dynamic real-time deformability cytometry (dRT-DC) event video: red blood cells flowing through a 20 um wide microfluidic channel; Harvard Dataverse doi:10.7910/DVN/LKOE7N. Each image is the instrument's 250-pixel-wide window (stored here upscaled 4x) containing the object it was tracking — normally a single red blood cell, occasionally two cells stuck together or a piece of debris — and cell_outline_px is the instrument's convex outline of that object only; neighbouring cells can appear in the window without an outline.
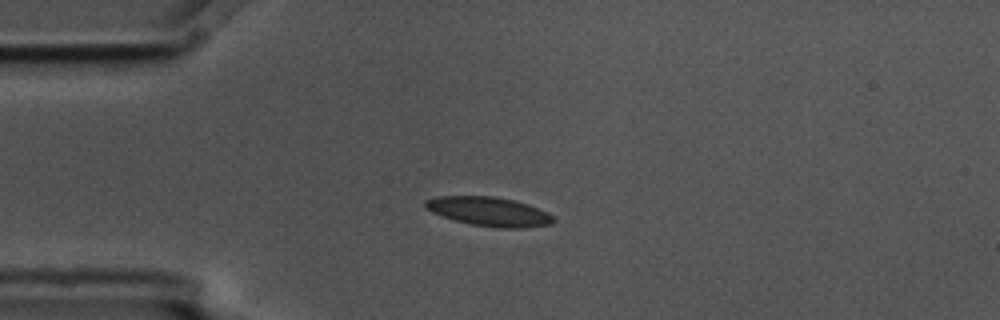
{"species": "common noctule bat (a hibernating species)", "species_latin": "Nyctalus noctula", "temperature_condition": "cold", "stored_images_in_passage": 4, "camera_frame_rate_fps": 3000, "um_per_image_px": 0.085, "animal": {"sex": "male", "body_mass_g": 17.5, "forearm_length_mm": 52.3}, "frame": {"image": 1, "passage_image": 2, "time_ms": 0.333, "image_size_px": [1000, 320], "cell_outline_px": [[556, 220], [552, 224], [524, 228], [496, 228], [468, 224], [440, 216], [424, 208], [424, 200], [436, 196], [492, 196], [512, 200], [528, 204], [548, 212]], "centroid_in_image_um": [41.54, 17.99], "position_along_channel_um": 43.5, "area_um2": 22.02}}